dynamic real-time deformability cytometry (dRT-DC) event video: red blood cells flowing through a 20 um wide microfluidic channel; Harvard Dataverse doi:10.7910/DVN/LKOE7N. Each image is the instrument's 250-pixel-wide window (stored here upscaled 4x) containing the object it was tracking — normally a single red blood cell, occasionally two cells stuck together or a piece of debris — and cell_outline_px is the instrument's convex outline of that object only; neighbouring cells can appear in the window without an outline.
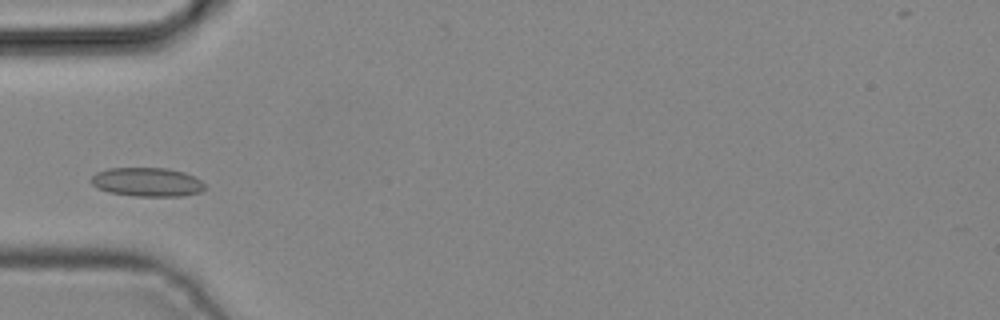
{"species": "common noctule bat (a hibernating species)", "species_latin": "Nyctalus noctula", "temperature_condition": "cold", "stored_images_in_passage": 2, "camera_frame_rate_fps": 3000, "um_per_image_px": 0.085, "animal": {"sex": "male", "body_mass_g": 19.2, "forearm_length_mm": 51.8}, "frame": {"image": 1, "passage_image": 2, "time_ms": 0.333, "image_size_px": [1000, 320], "cell_outline_px": [[204, 188], [200, 192], [184, 196], [132, 196], [108, 192], [96, 188], [88, 180], [96, 172], [108, 168], [168, 168], [184, 172], [200, 180], [204, 184]], "centroid_in_image_um": [12.45, 15.47], "position_along_channel_um": 72.5, "area_um2": 19.31}}